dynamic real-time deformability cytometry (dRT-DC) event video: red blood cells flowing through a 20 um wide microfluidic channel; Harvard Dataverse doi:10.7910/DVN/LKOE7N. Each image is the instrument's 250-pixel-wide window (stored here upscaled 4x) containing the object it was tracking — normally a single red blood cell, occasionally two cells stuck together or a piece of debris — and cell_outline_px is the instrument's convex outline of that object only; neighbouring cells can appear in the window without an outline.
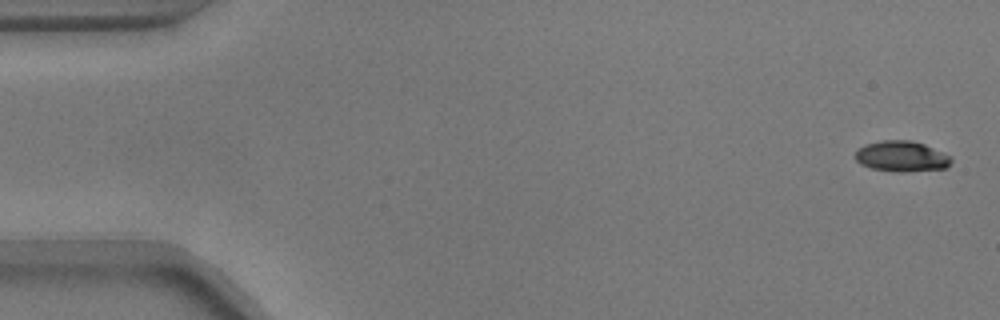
{"species": "common noctule bat (a hibernating species)", "species_latin": "Nyctalus noctula", "temperature_condition": "warm", "stored_images_in_passage": 54, "camera_frame_rate_fps": 3000, "um_per_image_px": 0.085, "animal": {"sex": "male", "body_mass_g": 17.9}, "frame": {"image": 1, "passage_image": 1, "time_ms": 0.0, "image_size_px": [1000, 320], "cell_outline_px": [[952, 160], [948, 168], [904, 172], [896, 172], [872, 168], [860, 164], [856, 160], [856, 148], [864, 144], [880, 140], [908, 140], [924, 144], [952, 156]], "centroid_in_image_um": [76.63, 13.29], "position_along_channel_um": 8.4, "area_um2": 17.34}}
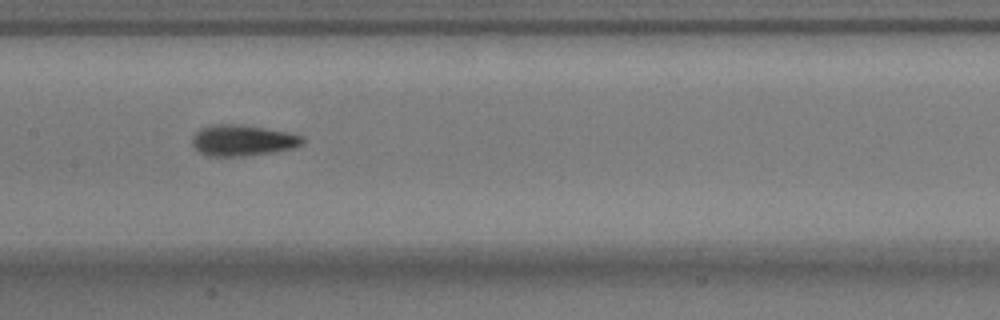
{"frame": {"image": 2, "passage_image": 26, "time_ms": 8.333, "image_size_px": [1000, 320], "cell_outline_px": [[304, 144], [292, 148], [272, 152], [244, 156], [208, 156], [200, 152], [192, 144], [192, 136], [200, 128], [212, 124], [244, 124], [288, 132], [304, 136]], "centroid_in_image_um": [20.63, 11.92], "position_along_channel_um": 186.8, "area_um2": 20.11}}
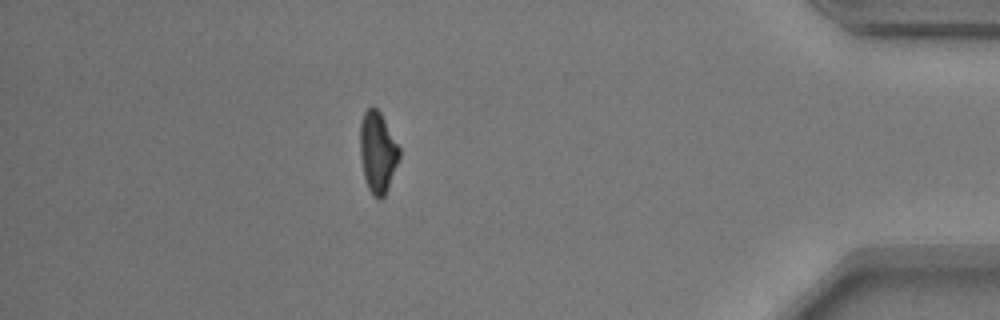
{"frame": {"image": 3, "passage_image": 47, "time_ms": 15.333, "image_size_px": [1000, 320], "cell_outline_px": [[400, 156], [388, 188], [384, 196], [380, 200], [372, 196], [364, 180], [360, 156], [360, 124], [364, 112], [368, 108], [376, 108], [380, 112], [400, 148]], "centroid_in_image_um": [32.09, 12.97], "position_along_channel_um": 403.1, "area_um2": 18.55}, "authors_computed_cell_mechanics": {"area_um2": 18.496, "velocity_mm_per_s": 3.7357, "shape_relaxation_time_tau1_ms": 2.9774, "shape_relaxation_time_tau2_ms": 3.0214, "deformation_change_tau1": 0.1421, "deformation_change_tau2": 0.1013}}